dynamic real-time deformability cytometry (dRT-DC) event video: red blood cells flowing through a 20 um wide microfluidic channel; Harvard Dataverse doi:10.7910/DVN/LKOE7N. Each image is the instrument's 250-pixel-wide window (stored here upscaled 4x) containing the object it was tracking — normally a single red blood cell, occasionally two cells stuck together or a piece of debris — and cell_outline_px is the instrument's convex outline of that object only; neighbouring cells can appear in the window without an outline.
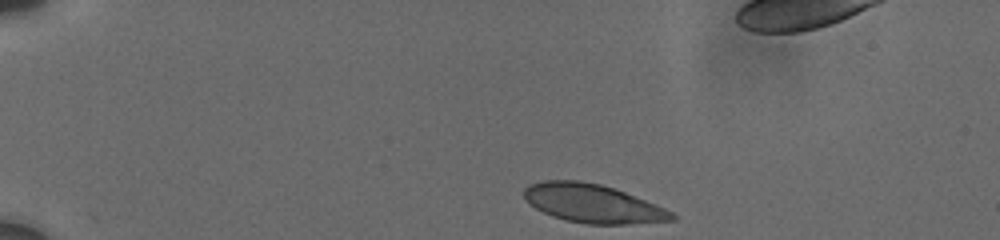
{"species": "human", "species_latin": "Homo sapiens", "temperature_condition": "cold", "stored_images_in_passage": 16, "camera_frame_rate_fps": 3000, "um_per_image_px": 0.085, "donor": {"sex": "male"}, "frame": {"image": 1, "passage_image": 1, "time_ms": 0.0, "image_size_px": [1000, 240], "cell_outline_px": [[676, 220], [628, 224], [584, 224], [564, 220], [552, 216], [528, 204], [524, 200], [524, 188], [528, 184], [544, 180], [580, 180], [600, 184], [624, 192], [664, 208], [672, 212], [676, 216]], "centroid_in_image_um": [50.32, 17.3], "position_along_channel_um": 34.7, "area_um2": 33.18}}